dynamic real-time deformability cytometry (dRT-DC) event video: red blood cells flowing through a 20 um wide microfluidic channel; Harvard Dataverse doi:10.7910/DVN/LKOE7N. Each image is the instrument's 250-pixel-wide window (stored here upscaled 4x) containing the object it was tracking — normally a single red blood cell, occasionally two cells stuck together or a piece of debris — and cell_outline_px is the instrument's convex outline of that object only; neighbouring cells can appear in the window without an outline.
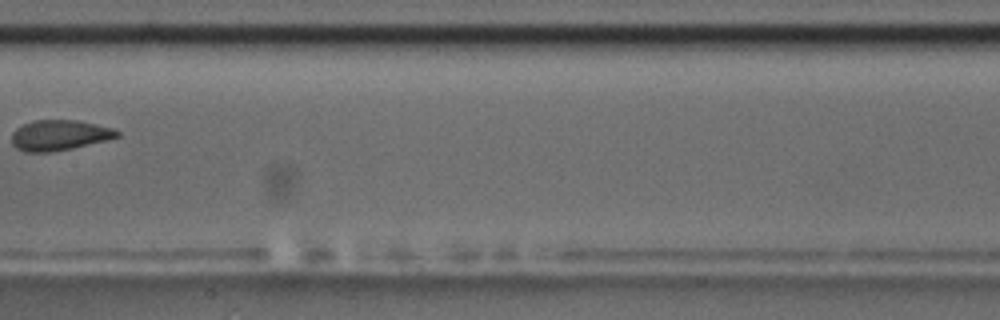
{"species": "common noctule bat (a hibernating species)", "species_latin": "Nyctalus noctula", "temperature_condition": "room temperature", "stored_images_in_passage": 17, "camera_frame_rate_fps": 3000, "um_per_image_px": 0.085, "animal": {"sex": "male", "body_mass_g": 17.5, "forearm_length_mm": 52.3}, "frame": {"image": 1, "passage_image": 10, "time_ms": 11.333, "image_size_px": [1000, 320], "cell_outline_px": [[120, 136], [108, 140], [72, 148], [48, 152], [24, 152], [16, 148], [12, 144], [12, 132], [16, 128], [32, 120], [80, 120], [112, 128], [120, 132]], "centroid_in_image_um": [5.04, 11.49], "position_along_channel_um": 202.4, "area_um2": 18.79}, "authors_computed_cell_mechanics": {"area_um2": 18.785, "velocity_mm_per_s": 3.4612, "shape_relaxation_time_tau1_ms": 3.4563, "shape_relaxation_time_tau2_ms": 1.8704, "deformation_change_tau1": 0.1579, "deformation_change_tau2": 0.0752}}